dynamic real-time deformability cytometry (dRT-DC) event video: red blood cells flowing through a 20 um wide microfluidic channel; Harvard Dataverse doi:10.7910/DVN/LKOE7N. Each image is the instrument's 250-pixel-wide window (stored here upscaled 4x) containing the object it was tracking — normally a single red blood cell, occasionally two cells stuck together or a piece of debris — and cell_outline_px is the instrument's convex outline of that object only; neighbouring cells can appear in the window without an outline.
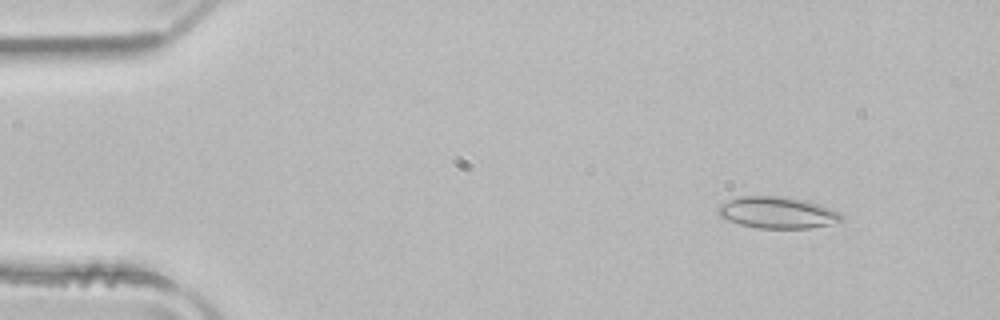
{"species": "common noctule bat (a hibernating species)", "species_latin": "Nyctalus noctula", "temperature_condition": "room temperature", "stored_images_in_passage": 51, "camera_frame_rate_fps": 3000, "um_per_image_px": 0.085, "animal": {"sex": "male", "body_mass_g": 21.5, "forearm_length_mm": 52.0}, "frame": {"image": 1, "passage_image": 6, "time_ms": 1.667, "image_size_px": [1000, 320], "cell_outline_px": [[844, 216], [840, 220], [828, 224], [808, 228], [756, 228], [740, 224], [728, 220], [720, 216], [716, 212], [720, 204], [728, 200], [740, 196], [780, 196], [808, 200], [832, 208], [840, 212]], "centroid_in_image_um": [66.07, 18.05], "position_along_channel_um": 18.9, "area_um2": 22.77}}
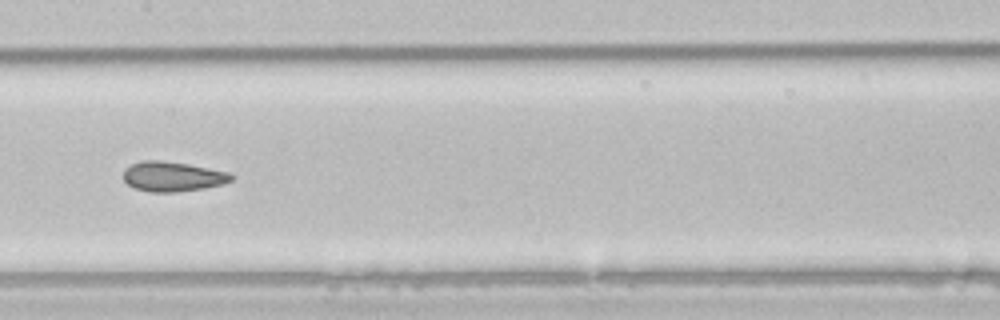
{"frame": {"image": 2, "passage_image": 26, "time_ms": 8.333, "image_size_px": [1000, 320], "cell_outline_px": [[236, 176], [232, 180], [224, 184], [204, 188], [176, 192], [152, 192], [136, 188], [128, 184], [124, 180], [124, 168], [132, 164], [144, 160], [160, 160], [188, 164], [228, 172]], "centroid_in_image_um": [14.7, 15.0], "position_along_channel_um": 192.7, "area_um2": 18.73}}
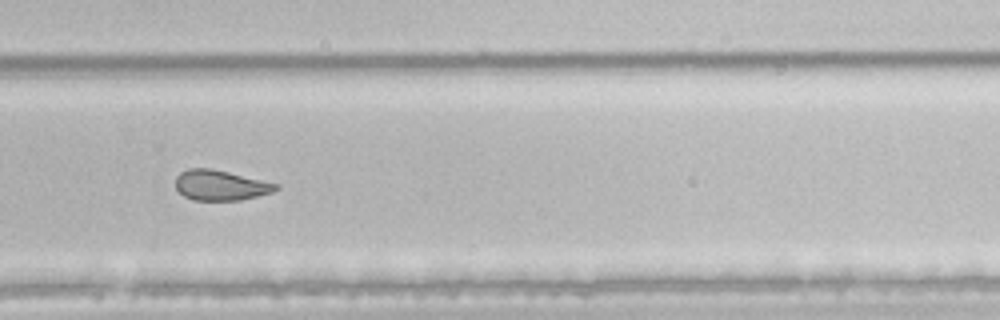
{"frame": {"image": 3, "passage_image": 35, "time_ms": 11.333, "image_size_px": [1000, 320], "cell_outline_px": [[280, 188], [272, 192], [240, 200], [192, 200], [184, 196], [176, 188], [176, 176], [180, 172], [188, 168], [208, 168], [228, 172], [280, 184]], "centroid_in_image_um": [18.74, 15.74], "position_along_channel_um": 311.1, "area_um2": 17.63}, "authors_computed_cell_mechanics": {"area_um2": 20.808, "velocity_mm_per_s": 3.9708, "shape_relaxation_time_tau1_ms": 6.3901, "shape_relaxation_time_tau2_ms": 1.7034, "deformation_change_tau1": 0.1457, "deformation_change_tau2": 0.0552}}